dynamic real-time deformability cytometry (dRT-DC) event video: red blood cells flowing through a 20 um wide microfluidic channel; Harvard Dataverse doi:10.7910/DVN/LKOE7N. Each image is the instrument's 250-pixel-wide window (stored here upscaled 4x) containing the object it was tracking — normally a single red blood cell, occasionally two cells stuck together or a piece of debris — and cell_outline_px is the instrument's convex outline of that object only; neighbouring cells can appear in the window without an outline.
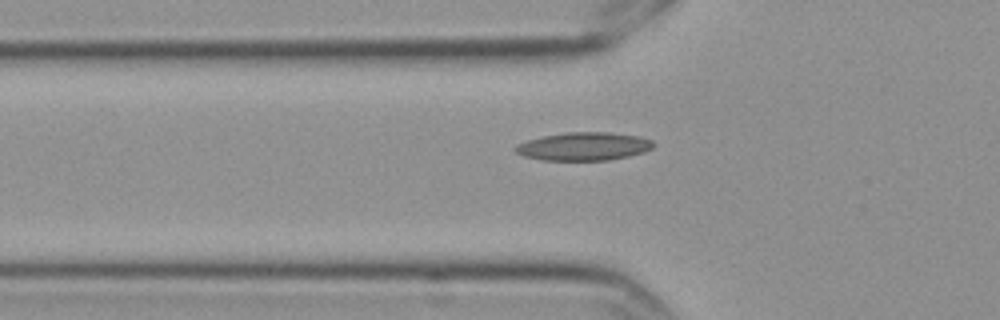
{"species": "Egyptian fruit bat (a non-hibernating species)", "species_latin": "Rousettus aegyptiacus", "temperature_condition": "cold", "stored_images_in_passage": 3, "camera_frame_rate_fps": 3000, "um_per_image_px": 0.085, "frame": {"image": 1, "passage_image": 3, "time_ms": 0.667, "image_size_px": [1000, 320], "cell_outline_px": [[656, 144], [652, 148], [644, 152], [628, 156], [608, 160], [540, 160], [524, 156], [516, 152], [512, 148], [516, 144], [528, 140], [544, 136], [568, 132], [612, 132], [640, 136], [652, 140]], "centroid_in_image_um": [49.63, 12.44], "position_along_channel_um": 76.2, "area_um2": 22.77}}